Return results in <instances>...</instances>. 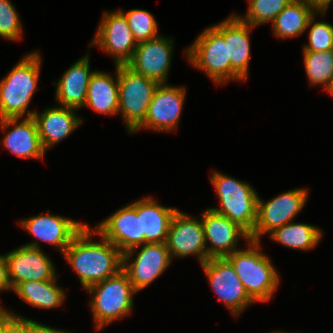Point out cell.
<instances>
[{"label": "cell", "mask_w": 333, "mask_h": 333, "mask_svg": "<svg viewBox=\"0 0 333 333\" xmlns=\"http://www.w3.org/2000/svg\"><path fill=\"white\" fill-rule=\"evenodd\" d=\"M329 94H331L333 96V82L332 85L330 86V88L327 90Z\"/></svg>", "instance_id": "cell-38"}, {"label": "cell", "mask_w": 333, "mask_h": 333, "mask_svg": "<svg viewBox=\"0 0 333 333\" xmlns=\"http://www.w3.org/2000/svg\"><path fill=\"white\" fill-rule=\"evenodd\" d=\"M191 65L205 71L216 84L230 80V58L224 37L212 26L185 51Z\"/></svg>", "instance_id": "cell-7"}, {"label": "cell", "mask_w": 333, "mask_h": 333, "mask_svg": "<svg viewBox=\"0 0 333 333\" xmlns=\"http://www.w3.org/2000/svg\"><path fill=\"white\" fill-rule=\"evenodd\" d=\"M56 279L22 282L14 289V292L32 306L44 309L55 308L62 304L66 295L62 288L56 285Z\"/></svg>", "instance_id": "cell-26"}, {"label": "cell", "mask_w": 333, "mask_h": 333, "mask_svg": "<svg viewBox=\"0 0 333 333\" xmlns=\"http://www.w3.org/2000/svg\"><path fill=\"white\" fill-rule=\"evenodd\" d=\"M3 333H31V320L13 314L4 323Z\"/></svg>", "instance_id": "cell-33"}, {"label": "cell", "mask_w": 333, "mask_h": 333, "mask_svg": "<svg viewBox=\"0 0 333 333\" xmlns=\"http://www.w3.org/2000/svg\"><path fill=\"white\" fill-rule=\"evenodd\" d=\"M327 9H319L310 0H292L271 22L278 38L298 36L314 21V13L325 15Z\"/></svg>", "instance_id": "cell-23"}, {"label": "cell", "mask_w": 333, "mask_h": 333, "mask_svg": "<svg viewBox=\"0 0 333 333\" xmlns=\"http://www.w3.org/2000/svg\"><path fill=\"white\" fill-rule=\"evenodd\" d=\"M13 315L12 312H8L4 308L0 307V333L4 331V323Z\"/></svg>", "instance_id": "cell-36"}, {"label": "cell", "mask_w": 333, "mask_h": 333, "mask_svg": "<svg viewBox=\"0 0 333 333\" xmlns=\"http://www.w3.org/2000/svg\"><path fill=\"white\" fill-rule=\"evenodd\" d=\"M311 2H313L319 9H327L329 6V4L333 1V0H310Z\"/></svg>", "instance_id": "cell-37"}, {"label": "cell", "mask_w": 333, "mask_h": 333, "mask_svg": "<svg viewBox=\"0 0 333 333\" xmlns=\"http://www.w3.org/2000/svg\"><path fill=\"white\" fill-rule=\"evenodd\" d=\"M89 55L75 62L57 82L55 99L62 107L79 109L86 102L90 78Z\"/></svg>", "instance_id": "cell-22"}, {"label": "cell", "mask_w": 333, "mask_h": 333, "mask_svg": "<svg viewBox=\"0 0 333 333\" xmlns=\"http://www.w3.org/2000/svg\"><path fill=\"white\" fill-rule=\"evenodd\" d=\"M19 119H0V126L3 130L8 129L11 125L15 126L2 139L3 146L21 158L43 159L46 153L42 147L35 120L33 117H26L17 124Z\"/></svg>", "instance_id": "cell-20"}, {"label": "cell", "mask_w": 333, "mask_h": 333, "mask_svg": "<svg viewBox=\"0 0 333 333\" xmlns=\"http://www.w3.org/2000/svg\"><path fill=\"white\" fill-rule=\"evenodd\" d=\"M86 290L93 295L90 306L96 330L102 329L108 323L130 314L132 311L133 294L136 291L123 270L104 281L89 286Z\"/></svg>", "instance_id": "cell-5"}, {"label": "cell", "mask_w": 333, "mask_h": 333, "mask_svg": "<svg viewBox=\"0 0 333 333\" xmlns=\"http://www.w3.org/2000/svg\"><path fill=\"white\" fill-rule=\"evenodd\" d=\"M305 71L311 85H325L326 92L333 82V50L303 51Z\"/></svg>", "instance_id": "cell-28"}, {"label": "cell", "mask_w": 333, "mask_h": 333, "mask_svg": "<svg viewBox=\"0 0 333 333\" xmlns=\"http://www.w3.org/2000/svg\"><path fill=\"white\" fill-rule=\"evenodd\" d=\"M47 213L46 215H38L22 220L20 225L38 240L55 245L64 253L72 239L86 224L62 216L52 215L49 210H47Z\"/></svg>", "instance_id": "cell-19"}, {"label": "cell", "mask_w": 333, "mask_h": 333, "mask_svg": "<svg viewBox=\"0 0 333 333\" xmlns=\"http://www.w3.org/2000/svg\"><path fill=\"white\" fill-rule=\"evenodd\" d=\"M31 333H69L31 320Z\"/></svg>", "instance_id": "cell-35"}, {"label": "cell", "mask_w": 333, "mask_h": 333, "mask_svg": "<svg viewBox=\"0 0 333 333\" xmlns=\"http://www.w3.org/2000/svg\"><path fill=\"white\" fill-rule=\"evenodd\" d=\"M213 27L224 37L227 44L230 80L247 79L251 50L249 31L253 26L242 21L237 15H231Z\"/></svg>", "instance_id": "cell-17"}, {"label": "cell", "mask_w": 333, "mask_h": 333, "mask_svg": "<svg viewBox=\"0 0 333 333\" xmlns=\"http://www.w3.org/2000/svg\"><path fill=\"white\" fill-rule=\"evenodd\" d=\"M97 234L86 224L63 253L85 289L122 270L120 250L103 236L101 242H92V235Z\"/></svg>", "instance_id": "cell-1"}, {"label": "cell", "mask_w": 333, "mask_h": 333, "mask_svg": "<svg viewBox=\"0 0 333 333\" xmlns=\"http://www.w3.org/2000/svg\"><path fill=\"white\" fill-rule=\"evenodd\" d=\"M211 182L220 199V208H210L237 223L249 235L253 232L257 218L258 195L246 182L213 172Z\"/></svg>", "instance_id": "cell-4"}, {"label": "cell", "mask_w": 333, "mask_h": 333, "mask_svg": "<svg viewBox=\"0 0 333 333\" xmlns=\"http://www.w3.org/2000/svg\"><path fill=\"white\" fill-rule=\"evenodd\" d=\"M8 277L13 290L22 282L55 279L54 264L37 242L21 246L6 254Z\"/></svg>", "instance_id": "cell-11"}, {"label": "cell", "mask_w": 333, "mask_h": 333, "mask_svg": "<svg viewBox=\"0 0 333 333\" xmlns=\"http://www.w3.org/2000/svg\"><path fill=\"white\" fill-rule=\"evenodd\" d=\"M247 249H239L225 258L244 285L248 296L254 302H266L279 284V274L269 258L260 252V241L249 240Z\"/></svg>", "instance_id": "cell-3"}, {"label": "cell", "mask_w": 333, "mask_h": 333, "mask_svg": "<svg viewBox=\"0 0 333 333\" xmlns=\"http://www.w3.org/2000/svg\"><path fill=\"white\" fill-rule=\"evenodd\" d=\"M184 87L159 84L156 88L145 119L131 132L141 128L158 131H174L177 128L185 100Z\"/></svg>", "instance_id": "cell-13"}, {"label": "cell", "mask_w": 333, "mask_h": 333, "mask_svg": "<svg viewBox=\"0 0 333 333\" xmlns=\"http://www.w3.org/2000/svg\"><path fill=\"white\" fill-rule=\"evenodd\" d=\"M22 24L9 0H0V36L15 41L21 38Z\"/></svg>", "instance_id": "cell-31"}, {"label": "cell", "mask_w": 333, "mask_h": 333, "mask_svg": "<svg viewBox=\"0 0 333 333\" xmlns=\"http://www.w3.org/2000/svg\"><path fill=\"white\" fill-rule=\"evenodd\" d=\"M89 106L101 114H117L119 106L118 79L102 71L92 74L84 107Z\"/></svg>", "instance_id": "cell-25"}, {"label": "cell", "mask_w": 333, "mask_h": 333, "mask_svg": "<svg viewBox=\"0 0 333 333\" xmlns=\"http://www.w3.org/2000/svg\"><path fill=\"white\" fill-rule=\"evenodd\" d=\"M211 288L234 316L254 301L248 296L231 263L224 258H210L201 264Z\"/></svg>", "instance_id": "cell-10"}, {"label": "cell", "mask_w": 333, "mask_h": 333, "mask_svg": "<svg viewBox=\"0 0 333 333\" xmlns=\"http://www.w3.org/2000/svg\"><path fill=\"white\" fill-rule=\"evenodd\" d=\"M41 57L38 52L26 55L0 81V119L32 117L34 112L27 110L37 89Z\"/></svg>", "instance_id": "cell-2"}, {"label": "cell", "mask_w": 333, "mask_h": 333, "mask_svg": "<svg viewBox=\"0 0 333 333\" xmlns=\"http://www.w3.org/2000/svg\"><path fill=\"white\" fill-rule=\"evenodd\" d=\"M172 258L166 243H146L134 262H122L133 289L138 292L151 284L169 266Z\"/></svg>", "instance_id": "cell-18"}, {"label": "cell", "mask_w": 333, "mask_h": 333, "mask_svg": "<svg viewBox=\"0 0 333 333\" xmlns=\"http://www.w3.org/2000/svg\"><path fill=\"white\" fill-rule=\"evenodd\" d=\"M249 9L245 17L238 16L242 21L253 27L263 23L273 21L274 18L292 1V0H248Z\"/></svg>", "instance_id": "cell-29"}, {"label": "cell", "mask_w": 333, "mask_h": 333, "mask_svg": "<svg viewBox=\"0 0 333 333\" xmlns=\"http://www.w3.org/2000/svg\"><path fill=\"white\" fill-rule=\"evenodd\" d=\"M95 230L120 250L122 262H130L136 247H141L140 200L122 207Z\"/></svg>", "instance_id": "cell-8"}, {"label": "cell", "mask_w": 333, "mask_h": 333, "mask_svg": "<svg viewBox=\"0 0 333 333\" xmlns=\"http://www.w3.org/2000/svg\"><path fill=\"white\" fill-rule=\"evenodd\" d=\"M309 44L303 51H327L333 50V26L326 22H316L309 30Z\"/></svg>", "instance_id": "cell-32"}, {"label": "cell", "mask_w": 333, "mask_h": 333, "mask_svg": "<svg viewBox=\"0 0 333 333\" xmlns=\"http://www.w3.org/2000/svg\"><path fill=\"white\" fill-rule=\"evenodd\" d=\"M176 208L164 207L151 197L140 200L141 245L166 243Z\"/></svg>", "instance_id": "cell-24"}, {"label": "cell", "mask_w": 333, "mask_h": 333, "mask_svg": "<svg viewBox=\"0 0 333 333\" xmlns=\"http://www.w3.org/2000/svg\"><path fill=\"white\" fill-rule=\"evenodd\" d=\"M13 290L8 277V263L6 254L0 255V291Z\"/></svg>", "instance_id": "cell-34"}, {"label": "cell", "mask_w": 333, "mask_h": 333, "mask_svg": "<svg viewBox=\"0 0 333 333\" xmlns=\"http://www.w3.org/2000/svg\"><path fill=\"white\" fill-rule=\"evenodd\" d=\"M74 108L53 107L39 114L34 111L33 119L36 122L38 135L44 151L52 145L65 139L82 123Z\"/></svg>", "instance_id": "cell-21"}, {"label": "cell", "mask_w": 333, "mask_h": 333, "mask_svg": "<svg viewBox=\"0 0 333 333\" xmlns=\"http://www.w3.org/2000/svg\"><path fill=\"white\" fill-rule=\"evenodd\" d=\"M166 246L171 258H184L194 254L198 256L201 264L205 263L207 261V245L205 244L202 220L190 218L177 210L170 223Z\"/></svg>", "instance_id": "cell-15"}, {"label": "cell", "mask_w": 333, "mask_h": 333, "mask_svg": "<svg viewBox=\"0 0 333 333\" xmlns=\"http://www.w3.org/2000/svg\"><path fill=\"white\" fill-rule=\"evenodd\" d=\"M97 44L101 50L115 57V65H125L138 45L124 14L118 10L105 12L96 36L90 45Z\"/></svg>", "instance_id": "cell-12"}, {"label": "cell", "mask_w": 333, "mask_h": 333, "mask_svg": "<svg viewBox=\"0 0 333 333\" xmlns=\"http://www.w3.org/2000/svg\"><path fill=\"white\" fill-rule=\"evenodd\" d=\"M120 11L126 17L137 43L160 36L157 34V22L150 12L142 9H133L126 13Z\"/></svg>", "instance_id": "cell-30"}, {"label": "cell", "mask_w": 333, "mask_h": 333, "mask_svg": "<svg viewBox=\"0 0 333 333\" xmlns=\"http://www.w3.org/2000/svg\"><path fill=\"white\" fill-rule=\"evenodd\" d=\"M201 220L204 228L205 244H207V240L211 243V247H206L207 260L210 258H224L239 250L236 245L238 238L241 236L247 241L250 240L249 234L237 223L211 209L202 213Z\"/></svg>", "instance_id": "cell-16"}, {"label": "cell", "mask_w": 333, "mask_h": 333, "mask_svg": "<svg viewBox=\"0 0 333 333\" xmlns=\"http://www.w3.org/2000/svg\"><path fill=\"white\" fill-rule=\"evenodd\" d=\"M308 192L305 188L289 190L266 203L258 197L257 218L250 240L290 223L305 206Z\"/></svg>", "instance_id": "cell-9"}, {"label": "cell", "mask_w": 333, "mask_h": 333, "mask_svg": "<svg viewBox=\"0 0 333 333\" xmlns=\"http://www.w3.org/2000/svg\"><path fill=\"white\" fill-rule=\"evenodd\" d=\"M119 106L128 132L131 133L144 119L159 83L128 68L116 65Z\"/></svg>", "instance_id": "cell-6"}, {"label": "cell", "mask_w": 333, "mask_h": 333, "mask_svg": "<svg viewBox=\"0 0 333 333\" xmlns=\"http://www.w3.org/2000/svg\"><path fill=\"white\" fill-rule=\"evenodd\" d=\"M172 39L157 38L139 42L132 57L125 64L132 71L159 84L166 83L173 51Z\"/></svg>", "instance_id": "cell-14"}, {"label": "cell", "mask_w": 333, "mask_h": 333, "mask_svg": "<svg viewBox=\"0 0 333 333\" xmlns=\"http://www.w3.org/2000/svg\"><path fill=\"white\" fill-rule=\"evenodd\" d=\"M270 237L289 248L307 251L319 243L322 232L310 224L290 222L270 232Z\"/></svg>", "instance_id": "cell-27"}]
</instances>
